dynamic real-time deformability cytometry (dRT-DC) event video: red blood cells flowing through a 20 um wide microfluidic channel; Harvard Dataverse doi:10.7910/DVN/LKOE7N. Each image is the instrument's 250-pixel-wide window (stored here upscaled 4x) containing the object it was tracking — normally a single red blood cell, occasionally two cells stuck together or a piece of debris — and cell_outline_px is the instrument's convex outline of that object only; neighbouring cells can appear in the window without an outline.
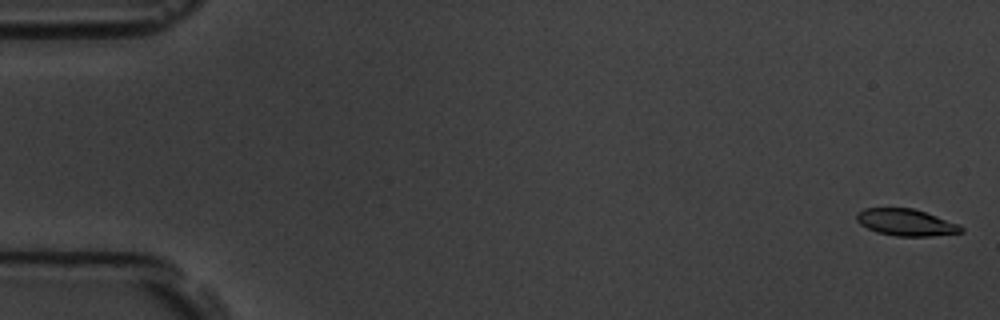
{"species": "common noctule bat (a hibernating species)", "species_latin": "Nyctalus noctula", "temperature_condition": "room temperature", "stored_images_in_passage": 59, "camera_frame_rate_fps": 3000, "um_per_image_px": 0.085, "animal": {"sex": "male", "body_mass_g": 19.5, "forearm_length_mm": 54.6}, "frame": {"image": 1, "passage_image": 2, "time_ms": 0.333, "image_size_px": [1000, 320], "cell_outline_px": [[964, 232], [932, 236], [896, 236], [876, 232], [860, 224], [856, 220], [856, 212], [864, 208], [912, 208], [960, 224], [964, 228]], "centroid_in_image_um": [77.0, 18.91], "position_along_channel_um": 8.0, "area_um2": 16.36}}
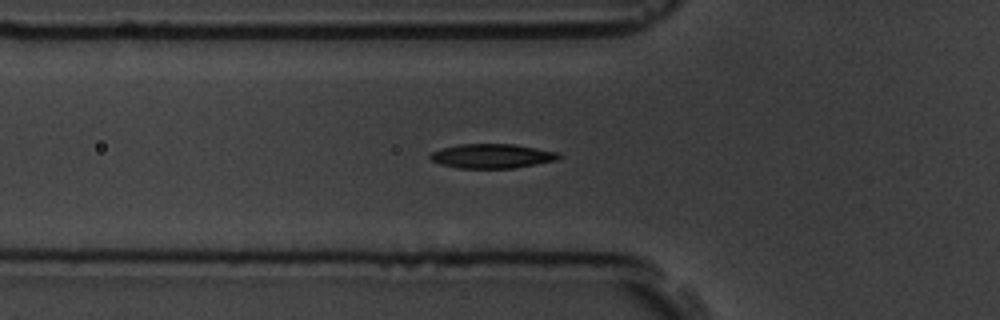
{"frame": {"image": 2, "passage_image": 21, "time_ms": 6.667, "image_size_px": [1000, 320], "cell_outline_px": [[560, 156], [556, 160], [516, 168], [460, 168], [440, 164], [432, 160], [428, 156], [432, 152], [444, 148], [460, 144], [512, 144], [560, 152]], "centroid_in_image_um": [41.83, 13.27], "position_along_channel_um": 84.0, "area_um2": 18.09}}
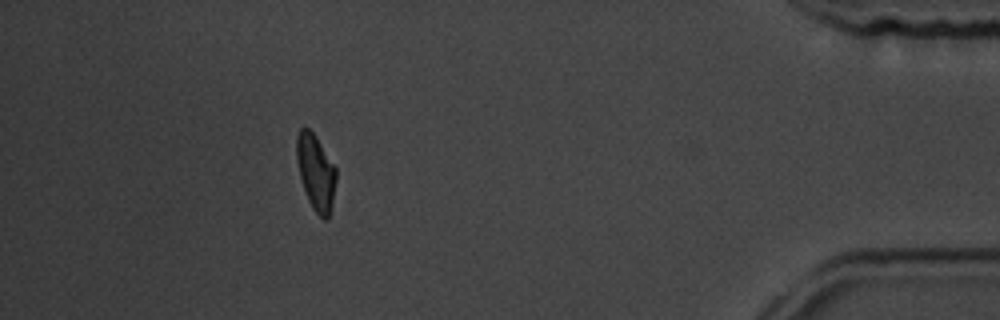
{"frame": {"image": 3, "passage_image": 53, "time_ms": 17.333, "image_size_px": [1000, 320], "cell_outline_px": [[336, 180], [332, 204], [328, 220], [324, 220], [312, 208], [308, 200], [300, 176], [296, 160], [296, 136], [300, 128], [308, 128], [316, 136], [336, 168]], "centroid_in_image_um": [26.84, 14.64], "position_along_channel_um": 408.4, "area_um2": 17.4}, "authors_computed_cell_mechanics": {"area_um2": 17.5712, "velocity_mm_per_s": 3.5375, "shape_relaxation_time_tau1_ms": 2.5645, "shape_relaxation_time_tau2_ms": 3.4679, "deformation_change_tau1": 0.1269, "deformation_change_tau2": 0.0869}}